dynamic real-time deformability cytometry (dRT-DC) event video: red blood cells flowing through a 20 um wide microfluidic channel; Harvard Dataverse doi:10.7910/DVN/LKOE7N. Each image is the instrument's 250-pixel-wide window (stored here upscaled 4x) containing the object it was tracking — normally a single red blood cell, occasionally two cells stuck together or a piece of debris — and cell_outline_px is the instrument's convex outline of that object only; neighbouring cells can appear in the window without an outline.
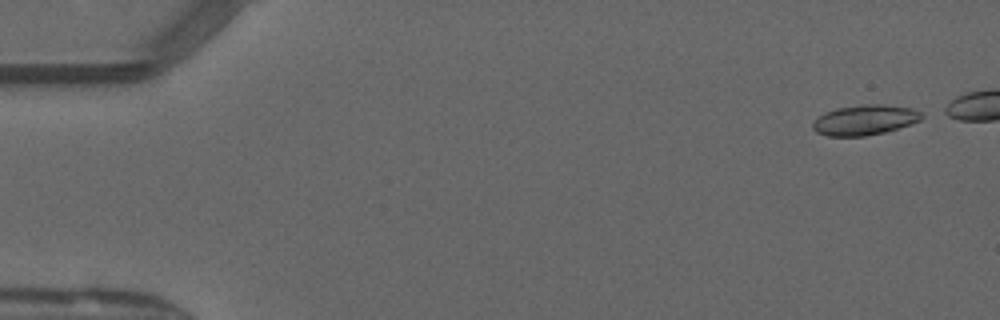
{"species": "common noctule bat (a hibernating species)", "species_latin": "Nyctalus noctula", "temperature_condition": "warm", "stored_images_in_passage": 41, "camera_frame_rate_fps": 3000, "um_per_image_px": 0.085, "animal": {"sex": "male", "forearm_length_mm": 52.5}, "frame": {"image": 1, "passage_image": 2, "time_ms": 0.333, "image_size_px": [1000, 320], "cell_outline_px": [[924, 116], [920, 120], [912, 124], [884, 132], [864, 136], [828, 136], [816, 132], [812, 128], [812, 124], [824, 112], [836, 108], [860, 104], [884, 104], [912, 108], [920, 112]], "centroid_in_image_um": [73.51, 10.19], "position_along_channel_um": 11.5, "area_um2": 19.19}}
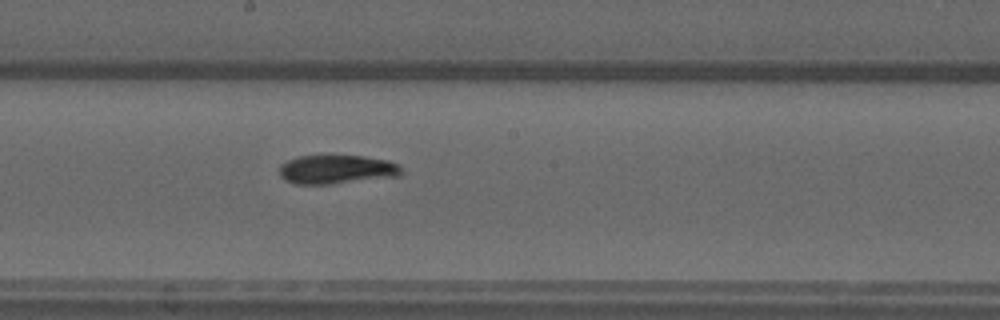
{"frame": {"image": 2, "passage_image": 27, "time_ms": 8.667, "image_size_px": [1000, 320], "cell_outline_px": [[400, 176], [332, 184], [296, 184], [284, 180], [280, 176], [280, 164], [288, 160], [300, 156], [364, 156], [388, 160], [400, 164]], "centroid_in_image_um": [28.62, 14.41], "position_along_channel_um": 219.6, "area_um2": 20.58}}
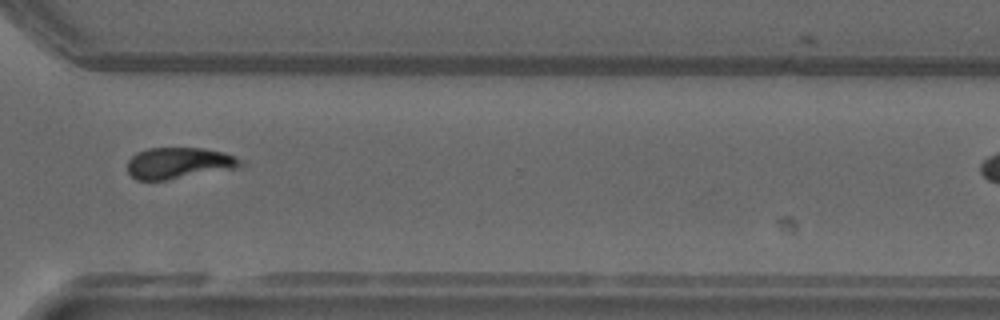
{"frame": {"image": 3, "passage_image": 37, "time_ms": 12.0, "image_size_px": [1000, 320], "cell_outline_px": [[244, 164], [236, 168], [168, 180], [136, 180], [128, 172], [128, 160], [136, 152], [148, 148], [204, 148], [224, 152], [236, 156], [244, 160]], "centroid_in_image_um": [15.23, 13.86], "position_along_channel_um": 355.4, "area_um2": 20.81}}